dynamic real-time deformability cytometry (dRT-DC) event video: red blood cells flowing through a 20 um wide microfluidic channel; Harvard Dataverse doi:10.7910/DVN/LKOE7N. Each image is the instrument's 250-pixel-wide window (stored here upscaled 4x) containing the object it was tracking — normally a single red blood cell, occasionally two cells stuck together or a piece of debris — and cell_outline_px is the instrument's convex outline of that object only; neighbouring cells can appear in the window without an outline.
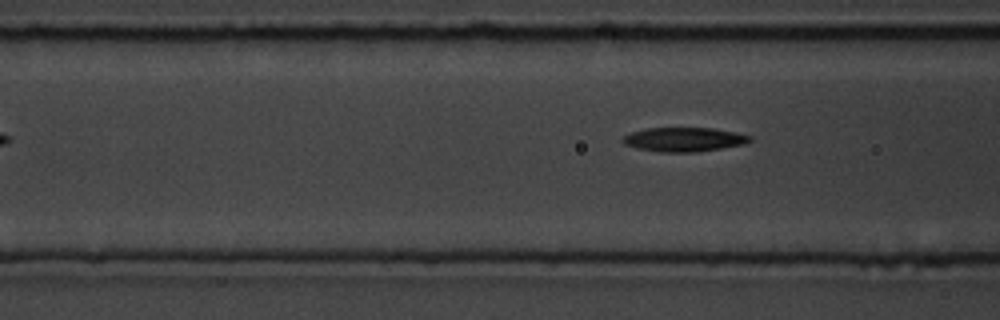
{"species": "common noctule bat (a hibernating species)", "species_latin": "Nyctalus noctula", "temperature_condition": "room temperature", "stored_images_in_passage": 4, "camera_frame_rate_fps": 3000, "um_per_image_px": 0.085, "animal": {"sex": "male", "body_mass_g": 19.5, "forearm_length_mm": 54.6}, "frame": {"image": 1, "passage_image": 3, "time_ms": 3.0, "image_size_px": [1000, 320], "cell_outline_px": [[752, 140], [744, 144], [696, 152], [660, 152], [636, 148], [624, 144], [620, 140], [624, 136], [632, 132], [648, 128], [712, 128], [736, 132], [752, 136]], "centroid_in_image_um": [58.13, 11.85], "position_along_channel_um": 108.5, "area_um2": 17.86}}
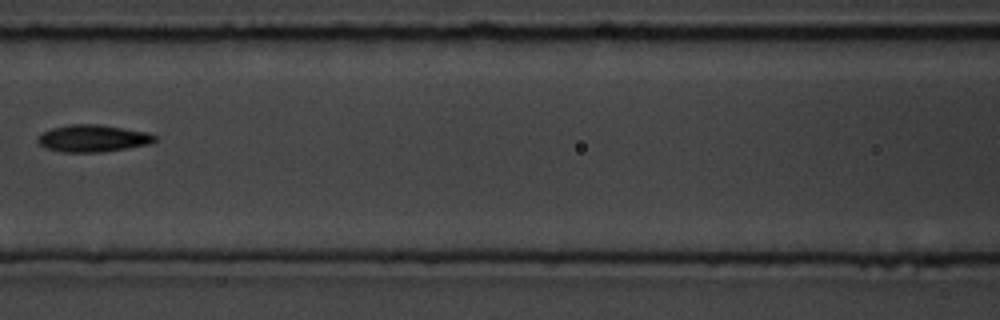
{"frame": {"image": 2, "passage_image": 4, "time_ms": 4.333, "image_size_px": [1000, 320], "cell_outline_px": [[156, 140], [152, 144], [128, 148], [100, 152], [64, 152], [44, 148], [36, 140], [36, 136], [52, 128], [72, 124], [96, 124], [148, 132], [156, 136]], "centroid_in_image_um": [7.89, 11.77], "position_along_channel_um": 158.7, "area_um2": 18.5}}